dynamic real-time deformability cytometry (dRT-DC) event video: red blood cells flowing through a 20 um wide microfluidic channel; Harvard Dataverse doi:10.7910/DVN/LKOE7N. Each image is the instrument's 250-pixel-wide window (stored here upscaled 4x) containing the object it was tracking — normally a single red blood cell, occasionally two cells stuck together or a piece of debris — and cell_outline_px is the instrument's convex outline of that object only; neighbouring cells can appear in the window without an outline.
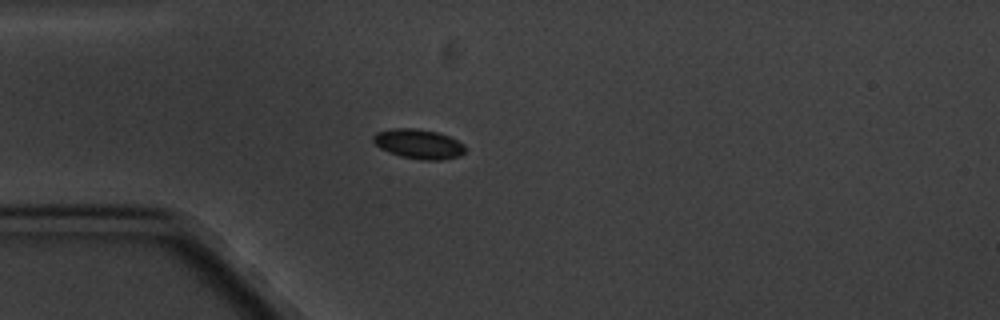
{"species": "common noctule bat (a hibernating species)", "species_latin": "Nyctalus noctula", "temperature_condition": "cold", "stored_images_in_passage": 4, "camera_frame_rate_fps": 3000, "um_per_image_px": 0.085, "animal": {"sex": "male", "body_mass_g": 20.1, "forearm_length_mm": 53.5}, "frame": {"image": 1, "passage_image": 4, "time_ms": 3.333, "image_size_px": [1000, 320], "cell_outline_px": [[464, 152], [460, 156], [444, 160], [420, 160], [400, 156], [388, 152], [380, 148], [372, 140], [372, 136], [376, 132], [396, 128], [412, 128], [436, 132], [448, 136], [464, 144]], "centroid_in_image_um": [35.57, 12.25], "position_along_channel_um": 49.4, "area_um2": 15.84}}